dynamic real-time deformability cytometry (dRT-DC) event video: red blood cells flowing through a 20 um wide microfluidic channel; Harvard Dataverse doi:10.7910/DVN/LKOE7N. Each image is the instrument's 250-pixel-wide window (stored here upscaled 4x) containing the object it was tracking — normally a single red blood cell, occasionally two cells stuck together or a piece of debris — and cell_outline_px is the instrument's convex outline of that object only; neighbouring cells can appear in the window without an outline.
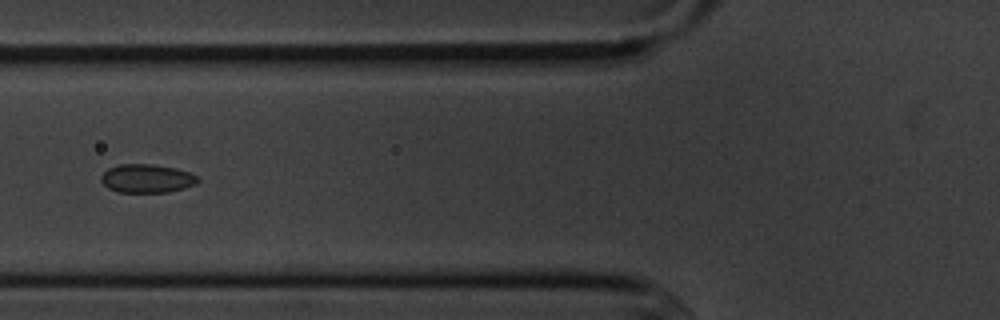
{"species": "common noctule bat (a hibernating species)", "species_latin": "Nyctalus noctula", "temperature_condition": "cold", "stored_images_in_passage": 6, "camera_frame_rate_fps": 3000, "um_per_image_px": 0.085, "animal": {"sex": "male", "body_mass_g": 20.1, "forearm_length_mm": 53.5}, "frame": {"image": 1, "passage_image": 6, "time_ms": 5.667, "image_size_px": [1000, 320], "cell_outline_px": [[200, 180], [196, 184], [184, 188], [168, 192], [116, 192], [108, 188], [100, 180], [100, 176], [108, 168], [120, 164], [152, 164], [176, 168], [188, 172], [196, 176]], "centroid_in_image_um": [12.46, 15.17], "position_along_channel_um": 113.3, "area_um2": 16.13}}